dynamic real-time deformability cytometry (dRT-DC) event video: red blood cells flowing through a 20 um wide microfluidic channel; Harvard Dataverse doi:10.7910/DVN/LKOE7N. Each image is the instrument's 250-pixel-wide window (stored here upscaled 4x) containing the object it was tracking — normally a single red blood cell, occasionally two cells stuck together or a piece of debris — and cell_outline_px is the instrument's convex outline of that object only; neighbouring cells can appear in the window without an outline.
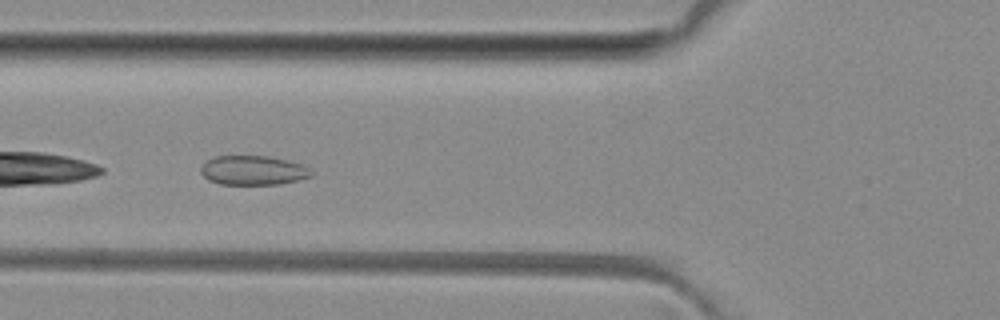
{"species": "common noctule bat (a hibernating species)", "species_latin": "Nyctalus noctula", "temperature_condition": "room temperature", "stored_images_in_passage": 17, "camera_frame_rate_fps": 3000, "um_per_image_px": 0.085, "animal": {"sex": "female", "body_mass_g": 29.2, "forearm_length_mm": 56.3}, "frame": {"image": 1, "passage_image": 5, "time_ms": 1.333, "image_size_px": [1000, 320], "cell_outline_px": [[312, 176], [280, 184], [220, 184], [208, 180], [200, 172], [200, 168], [208, 160], [216, 156], [268, 156], [288, 160], [304, 164], [312, 172]], "centroid_in_image_um": [21.52, 14.47], "position_along_channel_um": 104.3, "area_um2": 18.84}}